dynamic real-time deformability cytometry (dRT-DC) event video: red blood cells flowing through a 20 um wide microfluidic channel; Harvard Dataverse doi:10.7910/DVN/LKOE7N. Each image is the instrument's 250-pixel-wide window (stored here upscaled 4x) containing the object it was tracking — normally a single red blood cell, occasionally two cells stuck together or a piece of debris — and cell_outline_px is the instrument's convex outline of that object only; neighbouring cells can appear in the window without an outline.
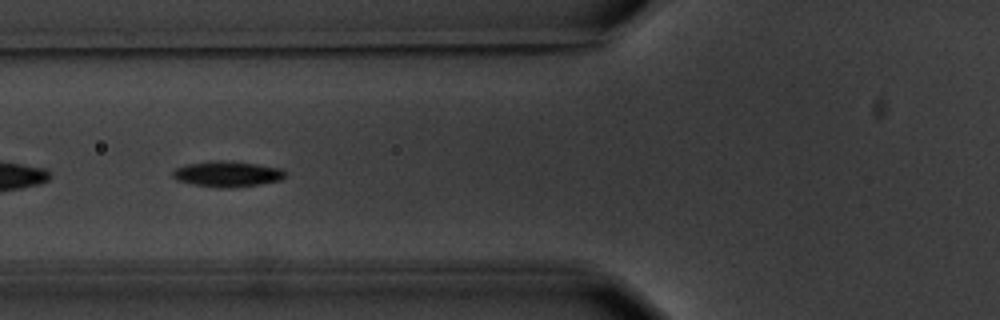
{"species": "common noctule bat (a hibernating species)", "species_latin": "Nyctalus noctula", "temperature_condition": "warm", "stored_images_in_passage": 9, "camera_frame_rate_fps": 3000, "um_per_image_px": 0.085, "animal": {"sex": "male", "body_mass_g": 20.1, "forearm_length_mm": 53.5}, "frame": {"image": 1, "passage_image": 6, "time_ms": 6.667, "image_size_px": [1000, 320], "cell_outline_px": [[288, 176], [280, 180], [260, 184], [232, 188], [220, 188], [192, 184], [176, 180], [172, 176], [172, 172], [176, 168], [184, 164], [208, 160], [232, 160], [280, 168], [288, 172]], "centroid_in_image_um": [19.32, 14.77], "position_along_channel_um": 106.5, "area_um2": 17.28}}